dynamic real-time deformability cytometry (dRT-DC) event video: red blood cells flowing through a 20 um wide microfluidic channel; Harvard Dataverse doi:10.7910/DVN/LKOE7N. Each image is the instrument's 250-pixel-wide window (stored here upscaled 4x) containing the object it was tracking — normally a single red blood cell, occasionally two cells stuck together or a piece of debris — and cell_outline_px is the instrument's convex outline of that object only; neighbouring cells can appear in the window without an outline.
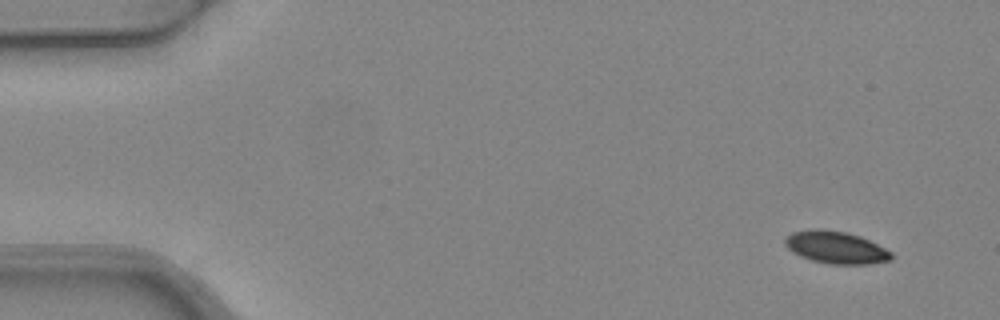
{"species": "common noctule bat (a hibernating species)", "species_latin": "Nyctalus noctula", "temperature_condition": "warm", "stored_images_in_passage": 5, "camera_frame_rate_fps": 3000, "um_per_image_px": 0.085, "animal": {"sex": "female", "body_mass_g": 24.6, "forearm_length_mm": 56.2}, "frame": {"image": 1, "passage_image": 1, "time_ms": 0.0, "image_size_px": [1000, 320], "cell_outline_px": [[892, 260], [868, 264], [832, 264], [812, 260], [800, 256], [788, 248], [784, 244], [784, 240], [792, 232], [812, 228], [820, 228], [848, 232], [860, 236], [892, 252]], "centroid_in_image_um": [71.04, 21.02], "position_along_channel_um": 14.0, "area_um2": 20.0}}
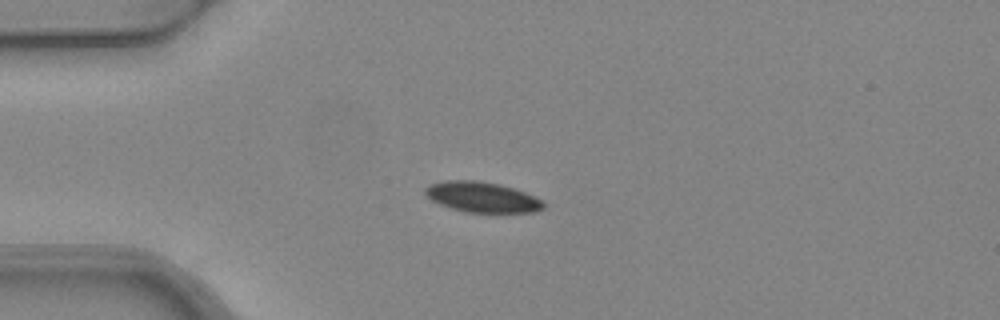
{"frame": {"image": 2, "passage_image": 3, "time_ms": 0.667, "image_size_px": [1000, 320], "cell_outline_px": [[544, 208], [536, 212], [464, 212], [440, 204], [432, 200], [424, 192], [424, 188], [428, 184], [444, 180], [476, 180], [500, 184], [516, 188], [540, 200], [544, 204]], "centroid_in_image_um": [40.95, 16.74], "position_along_channel_um": 44.1, "area_um2": 20.92}}
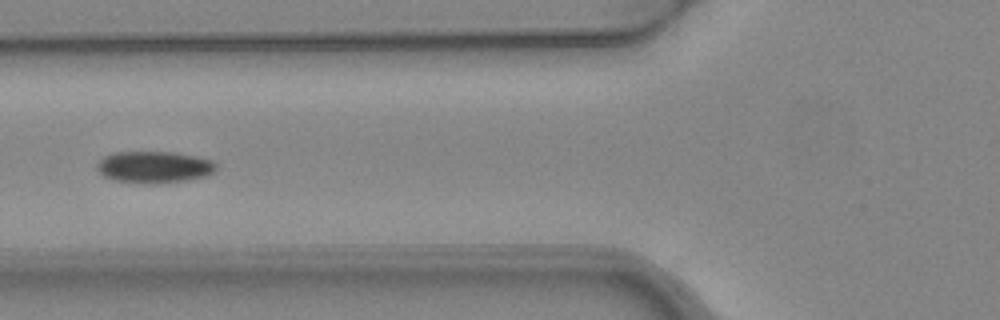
{"frame": {"image": 3, "passage_image": 5, "time_ms": 1.333, "image_size_px": [1000, 320], "cell_outline_px": [[216, 168], [208, 176], [188, 180], [156, 184], [152, 184], [112, 180], [104, 176], [96, 168], [96, 164], [104, 156], [116, 152], [176, 152], [196, 156], [212, 160], [216, 164]], "centroid_in_image_um": [13.11, 14.2], "position_along_channel_um": 112.7, "area_um2": 22.2}}